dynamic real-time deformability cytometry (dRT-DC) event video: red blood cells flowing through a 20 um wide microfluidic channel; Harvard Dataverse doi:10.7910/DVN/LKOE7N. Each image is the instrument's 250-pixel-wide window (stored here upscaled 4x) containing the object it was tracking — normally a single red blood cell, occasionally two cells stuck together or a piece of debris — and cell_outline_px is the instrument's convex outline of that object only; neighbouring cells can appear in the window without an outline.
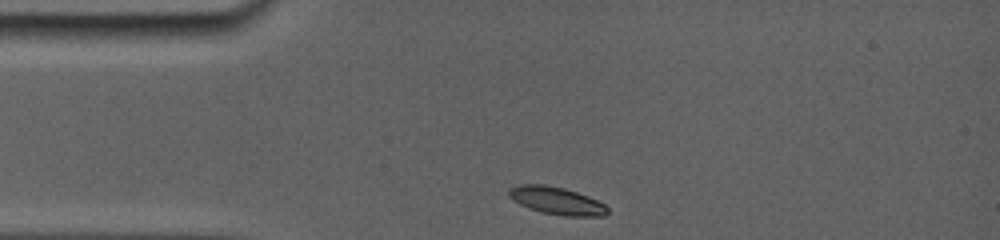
{"species": "common noctule bat (a hibernating species)", "species_latin": "Nyctalus noctula", "temperature_condition": "room temperature", "stored_images_in_passage": 57, "camera_frame_rate_fps": 5000, "um_per_image_px": 0.085, "animal": {"sex": "female", "body_mass_g": 19.0, "forearm_length_mm": 56.7}, "frame": {"image": 1, "passage_image": 1, "time_ms": 0.0, "image_size_px": [1000, 240], "cell_outline_px": [[608, 212], [604, 216], [564, 216], [544, 212], [528, 208], [512, 200], [508, 196], [508, 188], [516, 184], [544, 184], [564, 188], [588, 196], [604, 204], [608, 208]], "centroid_in_image_um": [47.27, 17.05], "position_along_channel_um": 37.7, "area_um2": 15.9}}
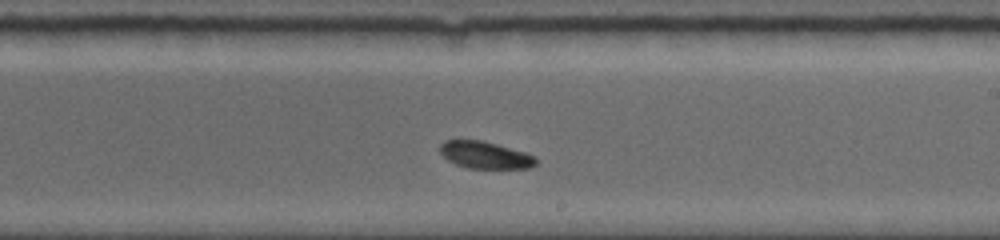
{"frame": {"image": 2, "passage_image": 32, "time_ms": 6.2, "image_size_px": [1000, 240], "cell_outline_px": [[536, 164], [532, 168], [468, 168], [456, 164], [448, 160], [440, 152], [440, 144], [444, 140], [480, 140], [496, 144], [524, 152], [536, 156]], "centroid_in_image_um": [41.24, 13.18], "position_along_channel_um": 247.8, "area_um2": 15.03}}
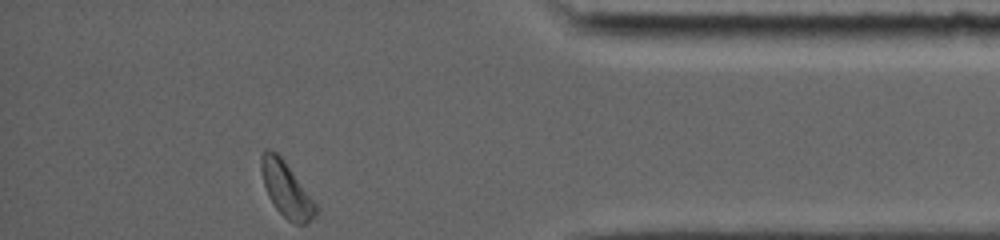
{"frame": {"image": 3, "passage_image": 57, "time_ms": 11.0, "image_size_px": [1000, 240], "cell_outline_px": [[316, 212], [304, 224], [296, 224], [288, 220], [272, 204], [268, 196], [264, 184], [260, 168], [260, 156], [264, 148], [268, 148], [276, 152], [284, 160], [316, 204]], "centroid_in_image_um": [24.27, 16.05], "position_along_channel_um": 410.9, "area_um2": 17.11}, "authors_computed_cell_mechanics": {"area_um2": 15.6638, "velocity_mm_per_s": 3.7849, "shape_relaxation_time_tau1_ms": 2.0462, "shape_relaxation_time_tau2_ms": null, "deformation_change_tau1": 0.0726, "deformation_change_tau2": null}}